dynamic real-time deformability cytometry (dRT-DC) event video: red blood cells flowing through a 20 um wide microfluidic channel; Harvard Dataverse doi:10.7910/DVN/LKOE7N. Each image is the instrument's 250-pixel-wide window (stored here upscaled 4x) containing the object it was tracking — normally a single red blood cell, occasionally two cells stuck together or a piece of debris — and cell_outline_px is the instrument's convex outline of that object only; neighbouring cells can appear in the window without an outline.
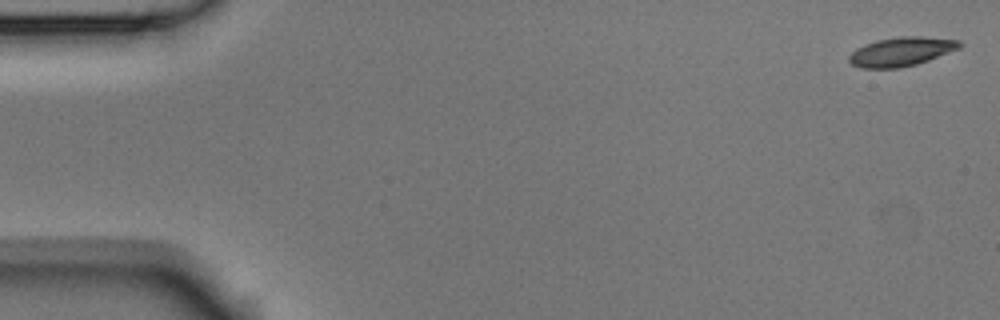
{"species": "Egyptian fruit bat (a non-hibernating species)", "species_latin": "Rousettus aegyptiacus", "temperature_condition": "room temperature", "stored_images_in_passage": 4, "camera_frame_rate_fps": 3000, "um_per_image_px": 0.085, "animal": {"sex": "male"}, "frame": {"image": 1, "passage_image": 1, "time_ms": 0.0, "image_size_px": [1000, 320], "cell_outline_px": [[964, 44], [960, 48], [928, 60], [916, 64], [900, 68], [860, 68], [852, 64], [848, 60], [848, 56], [856, 48], [864, 44], [876, 40], [900, 36], [920, 36], [960, 40]], "centroid_in_image_um": [76.6, 4.38], "position_along_channel_um": 8.4, "area_um2": 18.79}}
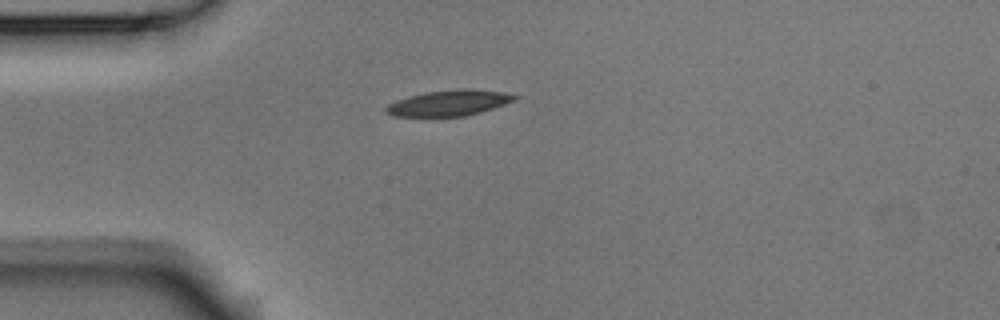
{"frame": {"image": 2, "passage_image": 4, "time_ms": 1.0, "image_size_px": [1000, 320], "cell_outline_px": [[520, 96], [516, 100], [480, 112], [464, 116], [392, 116], [384, 112], [384, 108], [388, 104], [396, 100], [408, 96], [424, 92], [460, 88], [468, 88], [504, 92]], "centroid_in_image_um": [38.14, 8.74], "position_along_channel_um": 46.9, "area_um2": 19.42}}